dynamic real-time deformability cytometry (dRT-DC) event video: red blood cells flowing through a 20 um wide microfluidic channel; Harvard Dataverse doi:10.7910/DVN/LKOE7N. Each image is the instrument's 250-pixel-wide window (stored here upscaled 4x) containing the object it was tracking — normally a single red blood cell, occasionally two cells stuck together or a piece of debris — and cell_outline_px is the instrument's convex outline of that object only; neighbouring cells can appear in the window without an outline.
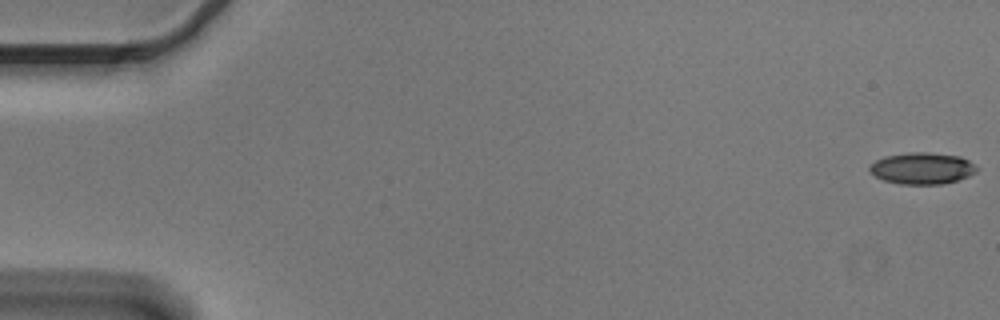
{"species": "Egyptian fruit bat (a non-hibernating species)", "species_latin": "Rousettus aegyptiacus", "temperature_condition": "cold", "stored_images_in_passage": 56, "camera_frame_rate_fps": 3000, "um_per_image_px": 0.085, "animal": {"sex": "male"}, "frame": {"image": 1, "passage_image": 1, "time_ms": 0.0, "image_size_px": [1000, 320], "cell_outline_px": [[980, 168], [976, 172], [968, 176], [956, 180], [940, 184], [900, 184], [884, 180], [876, 176], [868, 168], [876, 160], [884, 156], [908, 152], [928, 152], [960, 156], [968, 160]], "centroid_in_image_um": [78.4, 14.29], "position_along_channel_um": 6.6, "area_um2": 19.65}}
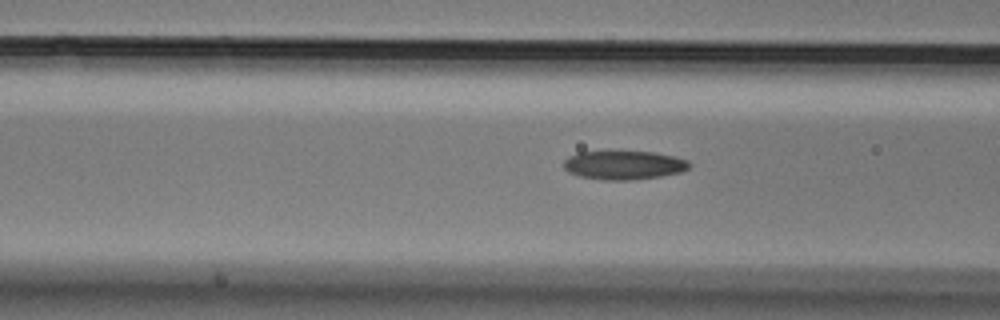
{"frame": {"image": 2, "passage_image": 22, "time_ms": 7.0, "image_size_px": [1000, 320], "cell_outline_px": [[692, 164], [688, 168], [680, 172], [660, 176], [632, 180], [604, 180], [580, 176], [568, 172], [564, 168], [564, 160], [568, 156], [580, 152], [656, 152], [676, 156], [688, 160]], "centroid_in_image_um": [53.05, 14.03], "position_along_channel_um": 113.6, "area_um2": 21.04}}
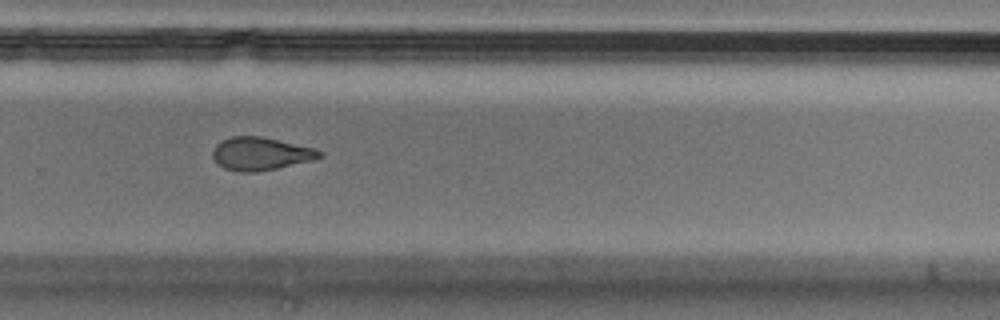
{"frame": {"image": 3, "passage_image": 38, "time_ms": 12.333, "image_size_px": [1000, 320], "cell_outline_px": [[324, 156], [312, 160], [276, 168], [256, 172], [236, 172], [224, 168], [216, 164], [212, 156], [212, 148], [216, 144], [232, 136], [260, 136], [316, 148], [324, 152]], "centroid_in_image_um": [22.14, 13.07], "position_along_channel_um": 307.7, "area_um2": 20.69}, "authors_computed_cell_mechanics": {"area_um2": 20.8947, "velocity_mm_per_s": 3.6423, "shape_relaxation_time_tau1_ms": 7.5264, "shape_relaxation_time_tau2_ms": 3.3085, "deformation_change_tau1": 0.1828, "deformation_change_tau2": 0.0944}}